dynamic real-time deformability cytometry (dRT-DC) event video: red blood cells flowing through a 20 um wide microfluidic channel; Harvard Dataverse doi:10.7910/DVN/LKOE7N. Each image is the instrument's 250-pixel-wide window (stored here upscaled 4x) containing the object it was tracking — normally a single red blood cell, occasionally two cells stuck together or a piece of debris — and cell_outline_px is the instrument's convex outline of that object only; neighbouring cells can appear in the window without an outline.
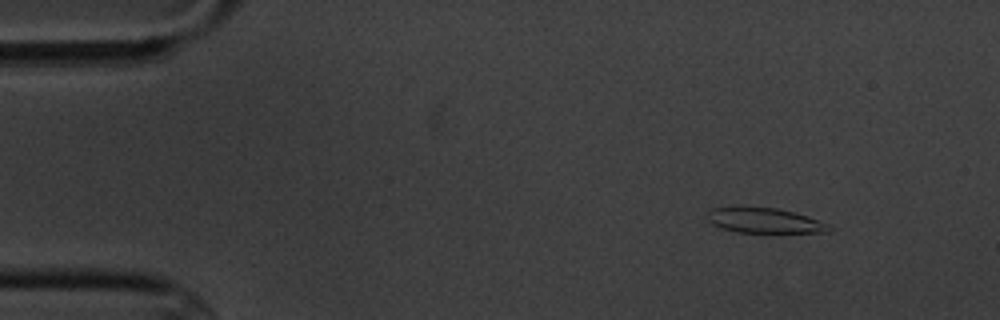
{"species": "common noctule bat (a hibernating species)", "species_latin": "Nyctalus noctula", "temperature_condition": "cold", "stored_images_in_passage": 4, "camera_frame_rate_fps": 3000, "um_per_image_px": 0.085, "animal": {"sex": "male", "body_mass_g": 20.1, "forearm_length_mm": 53.5}, "frame": {"image": 1, "passage_image": 1, "time_ms": 0.0, "image_size_px": [1000, 320], "cell_outline_px": [[836, 228], [828, 232], [736, 232], [720, 228], [712, 224], [708, 220], [708, 212], [712, 208], [736, 204], [744, 204], [776, 208], [792, 212], [832, 224]], "centroid_in_image_um": [64.94, 18.7], "position_along_channel_um": 20.1, "area_um2": 18.55}}